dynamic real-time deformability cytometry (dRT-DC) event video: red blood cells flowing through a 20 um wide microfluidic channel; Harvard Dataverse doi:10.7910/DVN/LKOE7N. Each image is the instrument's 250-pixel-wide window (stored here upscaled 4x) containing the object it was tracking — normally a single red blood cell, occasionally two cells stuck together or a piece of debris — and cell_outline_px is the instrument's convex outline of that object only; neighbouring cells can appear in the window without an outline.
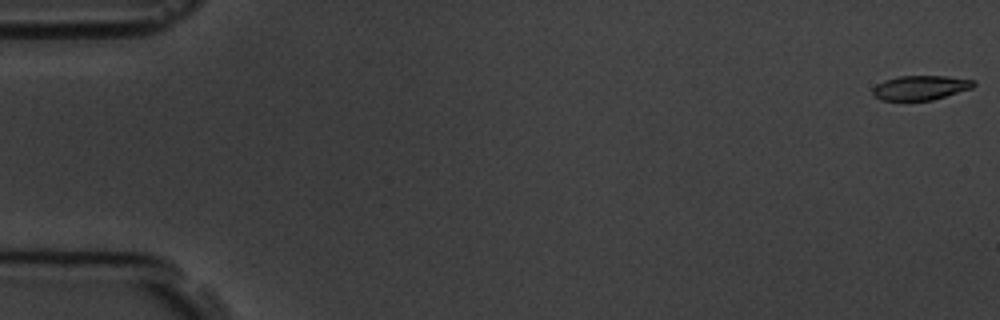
{"species": "common noctule bat (a hibernating species)", "species_latin": "Nyctalus noctula", "temperature_condition": "room temperature", "stored_images_in_passage": 7, "camera_frame_rate_fps": 3000, "um_per_image_px": 0.085, "animal": {"sex": "male", "body_mass_g": 19.5, "forearm_length_mm": 54.6}, "frame": {"image": 1, "passage_image": 1, "time_ms": 0.0, "image_size_px": [1000, 320], "cell_outline_px": [[976, 84], [972, 88], [932, 100], [880, 100], [872, 92], [872, 88], [876, 84], [884, 80], [900, 76], [944, 76], [976, 80]], "centroid_in_image_um": [78.24, 7.45], "position_along_channel_um": 6.8, "area_um2": 14.33}}
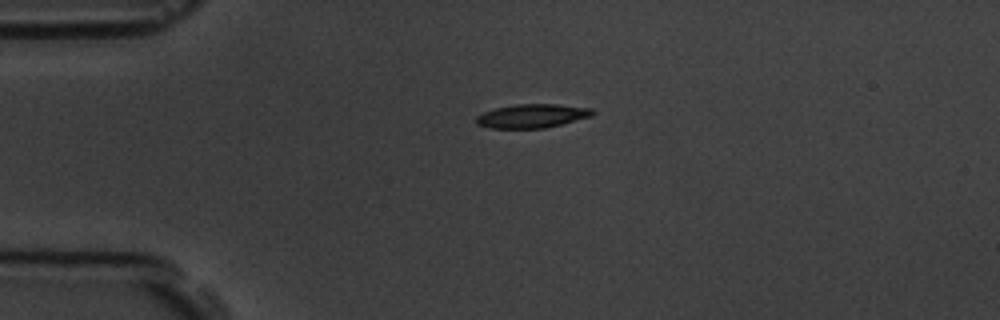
{"frame": {"image": 2, "passage_image": 5, "time_ms": 4.333, "image_size_px": [1000, 320], "cell_outline_px": [[596, 112], [592, 116], [544, 128], [492, 128], [476, 124], [476, 116], [484, 112], [496, 108], [516, 104], [556, 104], [592, 108]], "centroid_in_image_um": [45.24, 9.85], "position_along_channel_um": 39.8, "area_um2": 16.01}}
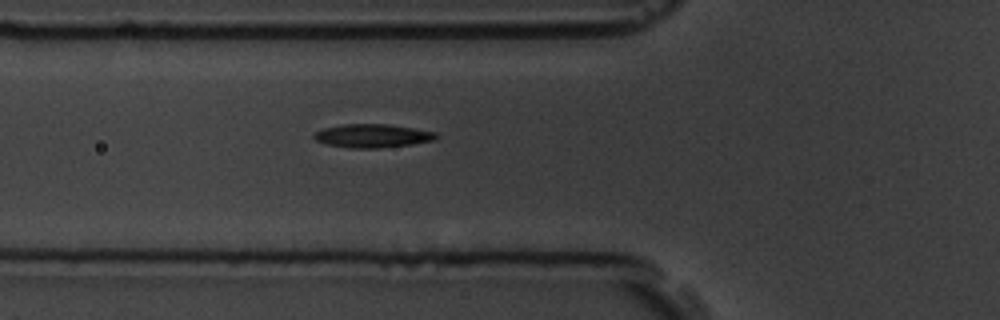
{"frame": {"image": 3, "passage_image": 7, "time_ms": 6.667, "image_size_px": [1000, 320], "cell_outline_px": [[440, 136], [436, 140], [412, 144], [380, 148], [348, 148], [328, 144], [316, 140], [312, 136], [312, 132], [324, 128], [344, 124], [388, 124], [436, 132]], "centroid_in_image_um": [31.67, 11.54], "position_along_channel_um": 94.1, "area_um2": 16.82}}